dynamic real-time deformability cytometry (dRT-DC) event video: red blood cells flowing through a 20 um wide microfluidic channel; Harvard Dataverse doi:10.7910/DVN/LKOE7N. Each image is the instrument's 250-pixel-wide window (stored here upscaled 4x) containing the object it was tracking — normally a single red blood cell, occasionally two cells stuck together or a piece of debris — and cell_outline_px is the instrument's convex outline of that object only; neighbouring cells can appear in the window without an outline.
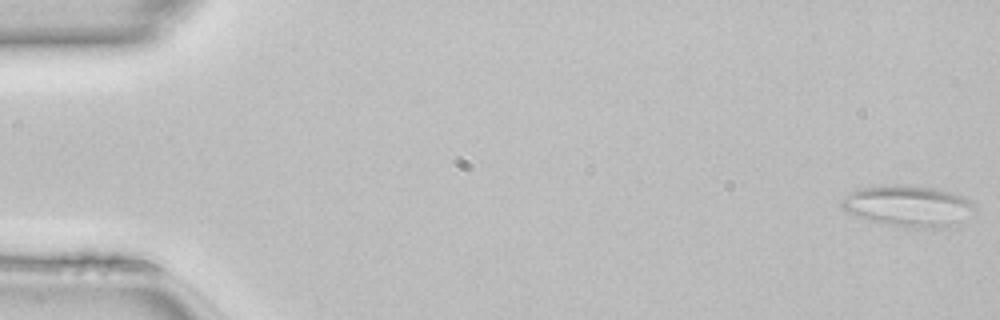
{"species": "common noctule bat (a hibernating species)", "species_latin": "Nyctalus noctula", "temperature_condition": "room temperature", "stored_images_in_passage": 9, "camera_frame_rate_fps": 3000, "um_per_image_px": 0.085, "animal": {"sex": "female", "body_mass_g": 22.7, "forearm_length_mm": 54.2}, "frame": {"image": 1, "passage_image": 1, "time_ms": 0.0, "image_size_px": [1000, 320], "cell_outline_px": [[976, 208], [948, 224], [936, 228], [912, 228], [888, 224], [840, 208], [840, 200], [844, 196], [860, 188], [880, 184], [900, 184], [936, 188], [952, 192], [968, 200]], "centroid_in_image_um": [77.11, 17.45], "position_along_channel_um": 7.9, "area_um2": 30.75}}